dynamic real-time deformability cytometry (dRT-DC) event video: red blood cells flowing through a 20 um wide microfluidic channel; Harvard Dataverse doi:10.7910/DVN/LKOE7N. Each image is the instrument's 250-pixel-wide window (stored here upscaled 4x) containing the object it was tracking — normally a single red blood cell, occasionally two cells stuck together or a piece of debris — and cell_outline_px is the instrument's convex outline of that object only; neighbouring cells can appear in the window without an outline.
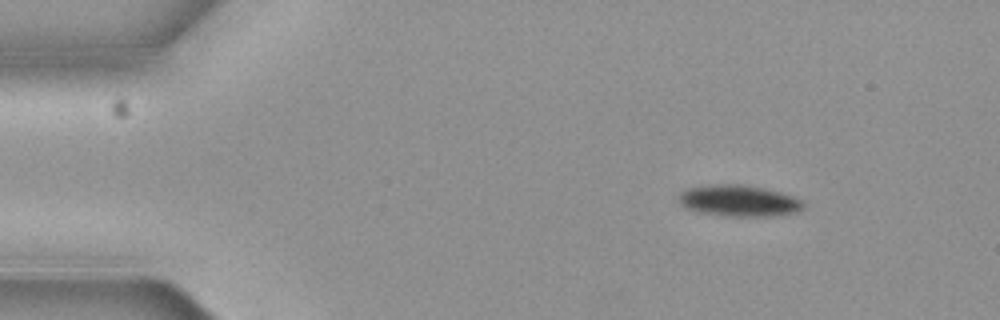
{"species": "common noctule bat (a hibernating species)", "species_latin": "Nyctalus noctula", "temperature_condition": "cold", "stored_images_in_passage": 5, "camera_frame_rate_fps": 3000, "um_per_image_px": 0.085, "animal": {"sex": "female", "body_mass_g": 19.3, "forearm_length_mm": 54.1}, "frame": {"image": 1, "passage_image": 1, "time_ms": 0.0, "image_size_px": [1000, 320], "cell_outline_px": [[804, 208], [796, 212], [772, 216], [732, 216], [700, 212], [688, 208], [680, 204], [680, 192], [688, 188], [704, 184], [744, 184], [764, 188], [780, 192], [804, 200]], "centroid_in_image_um": [62.83, 17.04], "position_along_channel_um": 22.2, "area_um2": 22.77}}
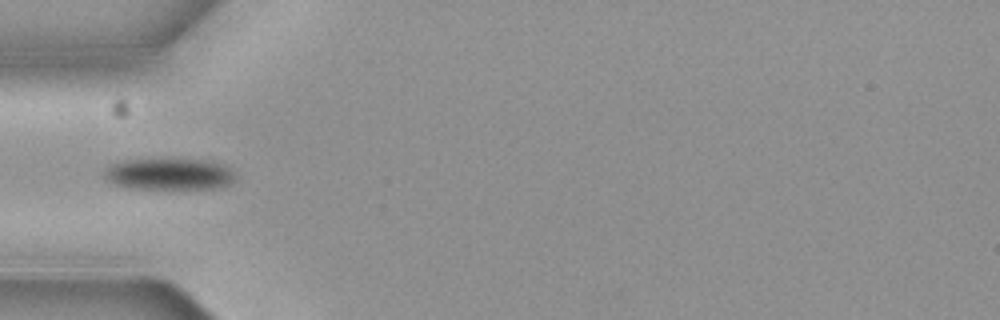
{"frame": {"image": 2, "passage_image": 4, "time_ms": 1.0, "image_size_px": [1000, 320], "cell_outline_px": [[236, 180], [220, 188], [128, 188], [104, 180], [104, 172], [112, 164], [124, 160], [200, 160], [220, 164], [228, 168], [236, 176]], "centroid_in_image_um": [14.36, 14.81], "position_along_channel_um": 70.6, "area_um2": 23.58}}
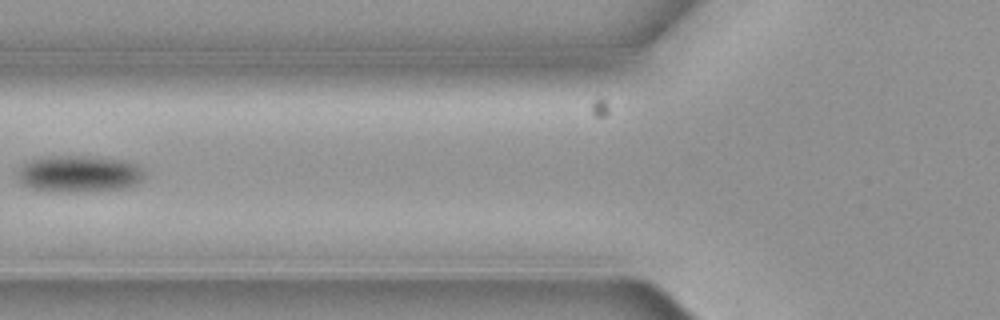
{"frame": {"image": 3, "passage_image": 5, "time_ms": 1.333, "image_size_px": [1000, 320], "cell_outline_px": [[144, 176], [136, 184], [124, 188], [72, 192], [32, 188], [24, 184], [16, 176], [16, 172], [24, 164], [32, 160], [72, 156], [120, 160], [136, 164], [144, 172]], "centroid_in_image_um": [6.73, 14.8], "position_along_channel_um": 119.1, "area_um2": 26.01}}